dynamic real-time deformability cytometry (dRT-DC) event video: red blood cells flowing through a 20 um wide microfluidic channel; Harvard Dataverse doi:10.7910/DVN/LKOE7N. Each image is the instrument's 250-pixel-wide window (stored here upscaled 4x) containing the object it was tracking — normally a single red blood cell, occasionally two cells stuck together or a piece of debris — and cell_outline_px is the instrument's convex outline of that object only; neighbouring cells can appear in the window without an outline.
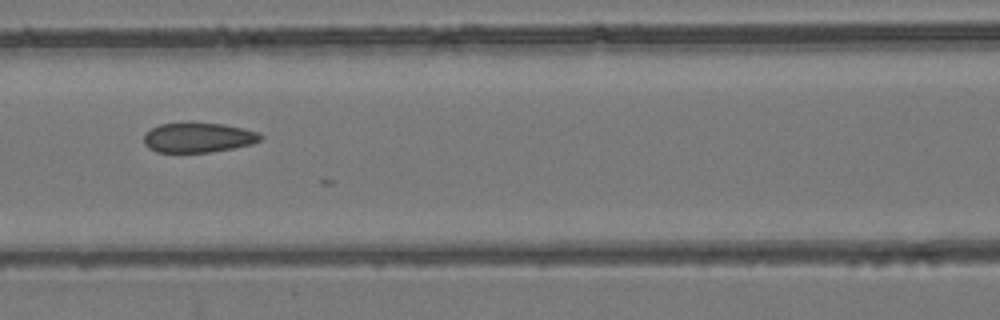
{"species": "common noctule bat (a hibernating species)", "species_latin": "Nyctalus noctula", "temperature_condition": "room temperature", "stored_images_in_passage": 23, "camera_frame_rate_fps": 3000, "um_per_image_px": 0.085, "animal": {"sex": "female", "body_mass_g": 24.6, "forearm_length_mm": 56.2}, "frame": {"image": 1, "passage_image": 16, "time_ms": 5.0, "image_size_px": [1000, 320], "cell_outline_px": [[264, 136], [260, 140], [252, 144], [232, 148], [208, 152], [156, 152], [148, 148], [144, 144], [144, 136], [152, 128], [160, 124], [188, 120], [192, 120], [224, 124], [244, 128], [260, 132]], "centroid_in_image_um": [16.86, 11.65], "position_along_channel_um": 149.7, "area_um2": 20.92}}
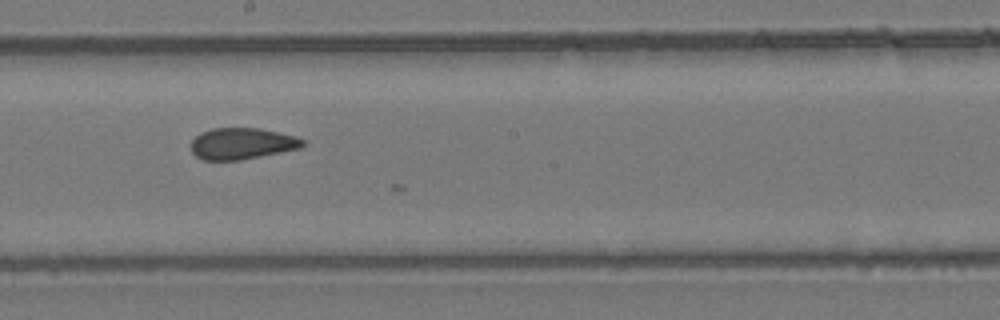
{"frame": {"image": 2, "passage_image": 22, "time_ms": 7.0, "image_size_px": [1000, 320], "cell_outline_px": [[308, 140], [300, 148], [240, 160], [204, 160], [196, 156], [192, 152], [192, 140], [200, 132], [212, 128], [260, 128], [280, 132], [296, 136]], "centroid_in_image_um": [20.59, 12.19], "position_along_channel_um": 227.6, "area_um2": 20.52}}